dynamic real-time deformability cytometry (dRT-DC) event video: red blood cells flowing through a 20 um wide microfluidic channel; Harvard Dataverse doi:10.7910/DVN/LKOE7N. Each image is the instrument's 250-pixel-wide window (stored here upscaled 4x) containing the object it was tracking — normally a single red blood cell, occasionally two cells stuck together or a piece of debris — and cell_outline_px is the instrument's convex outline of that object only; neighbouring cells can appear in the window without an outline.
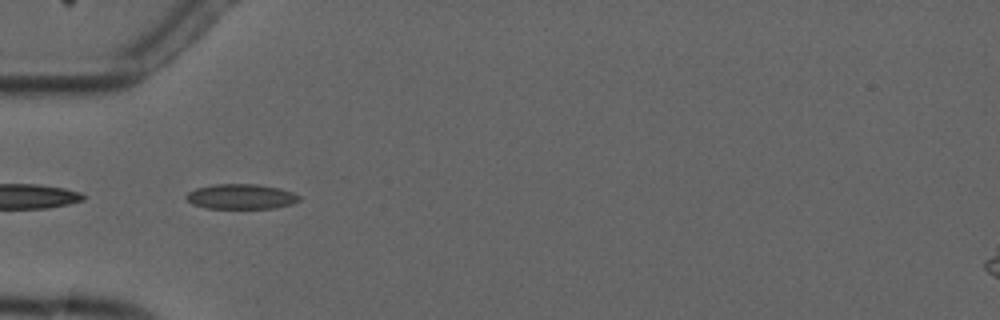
{"species": "common noctule bat (a hibernating species)", "species_latin": "Nyctalus noctula", "temperature_condition": "cold", "stored_images_in_passage": 5, "camera_frame_rate_fps": 3000, "um_per_image_px": 0.085, "animal": {"sex": "male", "forearm_length_mm": 52.5}, "frame": {"image": 1, "passage_image": 4, "time_ms": 3.667, "image_size_px": [1000, 320], "cell_outline_px": [[300, 200], [292, 204], [276, 208], [204, 208], [192, 204], [184, 196], [188, 192], [196, 188], [216, 184], [256, 184], [280, 188], [292, 192], [300, 196]], "centroid_in_image_um": [20.49, 16.71], "position_along_channel_um": 64.5, "area_um2": 16.53}}
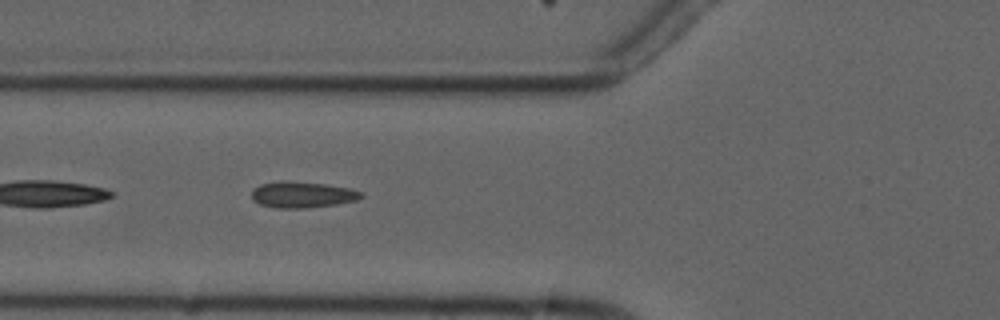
{"frame": {"image": 2, "passage_image": 5, "time_ms": 4.667, "image_size_px": [1000, 320], "cell_outline_px": [[364, 196], [356, 200], [336, 204], [304, 208], [276, 208], [260, 204], [252, 200], [252, 192], [260, 184], [288, 180], [328, 184], [348, 188], [364, 192]], "centroid_in_image_um": [25.72, 16.54], "position_along_channel_um": 100.1, "area_um2": 16.7}}